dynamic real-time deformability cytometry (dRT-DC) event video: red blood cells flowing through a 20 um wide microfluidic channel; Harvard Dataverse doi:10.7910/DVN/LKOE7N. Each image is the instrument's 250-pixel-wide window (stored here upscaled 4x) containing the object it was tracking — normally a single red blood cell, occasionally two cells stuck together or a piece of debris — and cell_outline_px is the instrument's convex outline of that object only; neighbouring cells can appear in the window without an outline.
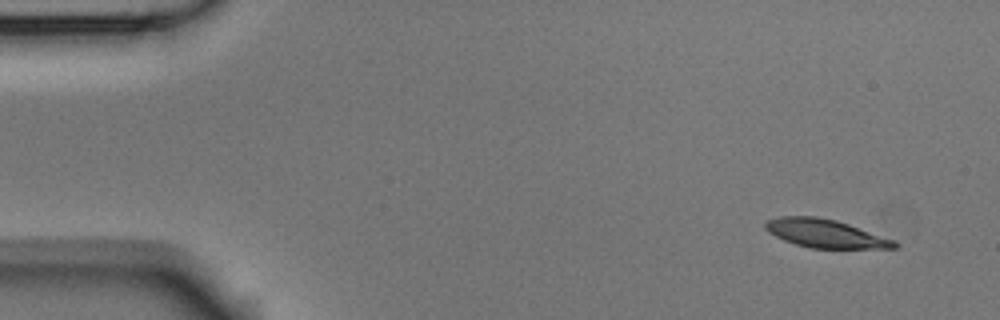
{"species": "Egyptian fruit bat (a non-hibernating species)", "species_latin": "Rousettus aegyptiacus", "temperature_condition": "room temperature", "stored_images_in_passage": 4, "camera_frame_rate_fps": 3000, "um_per_image_px": 0.085, "animal": {"sex": "male"}, "frame": {"image": 1, "passage_image": 1, "time_ms": 0.0, "image_size_px": [1000, 320], "cell_outline_px": [[896, 248], [808, 248], [784, 240], [768, 232], [764, 228], [764, 220], [780, 216], [816, 216], [836, 220], [896, 240]], "centroid_in_image_um": [70.1, 19.83], "position_along_channel_um": 14.9, "area_um2": 21.33}}
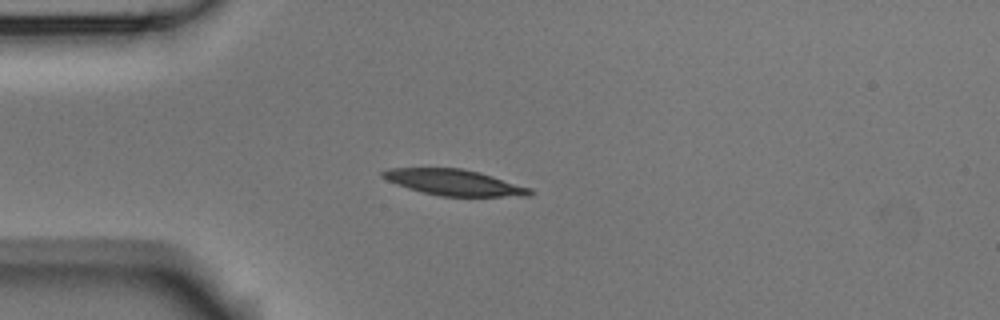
{"frame": {"image": 2, "passage_image": 4, "time_ms": 1.0, "image_size_px": [1000, 320], "cell_outline_px": [[536, 192], [532, 196], [440, 196], [408, 188], [396, 184], [380, 176], [380, 172], [388, 168], [460, 168], [480, 172], [532, 188]], "centroid_in_image_um": [38.64, 15.51], "position_along_channel_um": 46.4, "area_um2": 22.31}}